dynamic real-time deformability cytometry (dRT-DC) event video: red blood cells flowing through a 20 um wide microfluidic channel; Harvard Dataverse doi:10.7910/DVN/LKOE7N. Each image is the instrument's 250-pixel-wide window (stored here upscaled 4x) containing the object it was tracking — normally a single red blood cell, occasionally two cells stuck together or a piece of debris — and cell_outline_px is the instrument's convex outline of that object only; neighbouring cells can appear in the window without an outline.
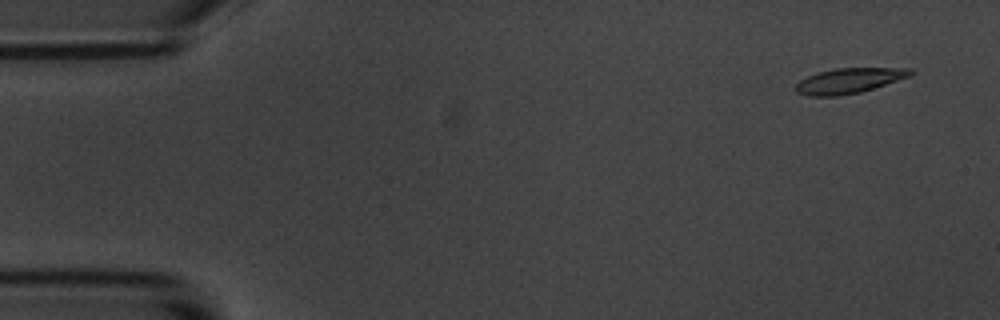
{"species": "common noctule bat (a hibernating species)", "species_latin": "Nyctalus noctula", "temperature_condition": "room temperature", "stored_images_in_passage": 8, "camera_frame_rate_fps": 3000, "um_per_image_px": 0.085, "animal": {"sex": "male", "body_mass_g": 20.1, "forearm_length_mm": 53.5}, "frame": {"image": 1, "passage_image": 2, "time_ms": 1.0, "image_size_px": [1000, 320], "cell_outline_px": [[916, 72], [912, 76], [860, 92], [836, 96], [808, 96], [796, 92], [796, 84], [800, 80], [816, 72], [836, 68], [912, 68]], "centroid_in_image_um": [72.2, 6.85], "position_along_channel_um": 12.8, "area_um2": 16.94}}
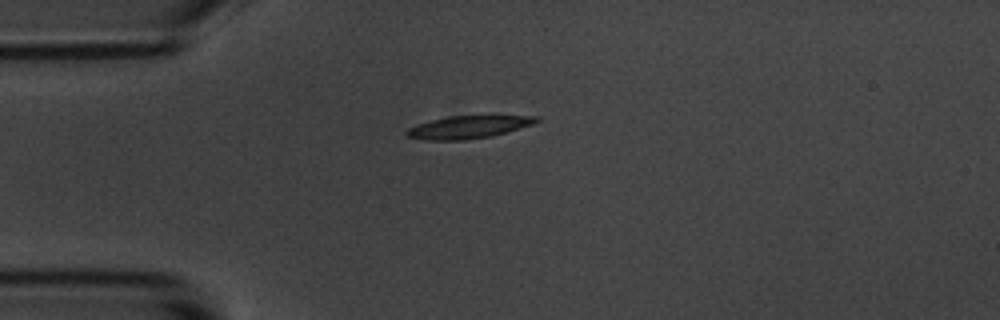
{"frame": {"image": 2, "passage_image": 5, "time_ms": 4.667, "image_size_px": [1000, 320], "cell_outline_px": [[540, 120], [532, 124], [492, 136], [464, 140], [424, 140], [408, 136], [404, 132], [408, 128], [416, 124], [448, 116], [540, 116]], "centroid_in_image_um": [39.77, 10.8], "position_along_channel_um": 45.2, "area_um2": 16.94}}
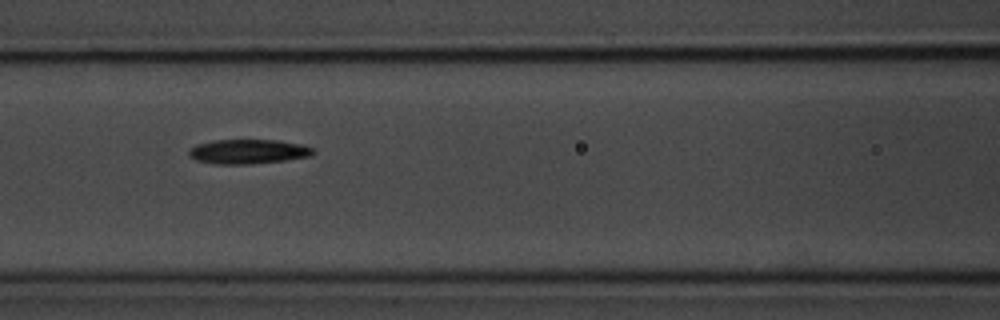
{"frame": {"image": 3, "passage_image": 8, "time_ms": 8.0, "image_size_px": [1000, 320], "cell_outline_px": [[316, 152], [308, 156], [284, 160], [252, 164], [216, 164], [196, 160], [188, 156], [188, 148], [196, 144], [212, 140], [276, 140], [300, 144], [316, 148]], "centroid_in_image_um": [21.05, 12.88], "position_along_channel_um": 145.5, "area_um2": 17.86}}